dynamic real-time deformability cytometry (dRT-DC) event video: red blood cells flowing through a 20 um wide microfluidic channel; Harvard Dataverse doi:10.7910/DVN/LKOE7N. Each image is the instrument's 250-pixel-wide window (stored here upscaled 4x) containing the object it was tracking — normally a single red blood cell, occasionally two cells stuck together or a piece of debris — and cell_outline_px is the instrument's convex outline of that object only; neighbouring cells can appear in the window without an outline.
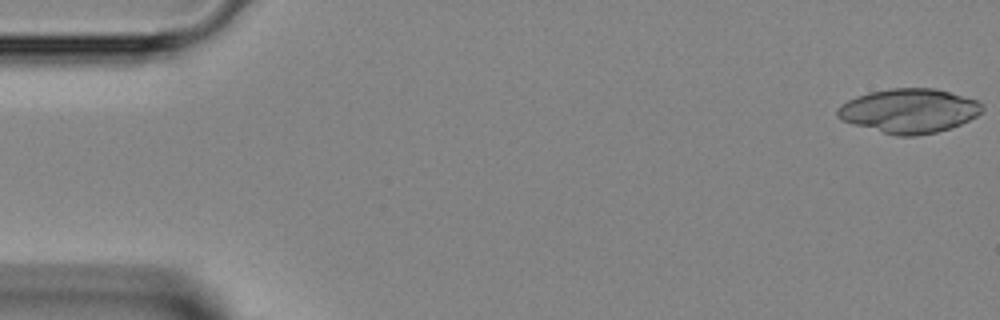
{"species": "Egyptian fruit bat (a non-hibernating species)", "species_latin": "Rousettus aegyptiacus", "temperature_condition": "room temperature", "stored_images_in_passage": 16, "camera_frame_rate_fps": 3000, "um_per_image_px": 0.085, "animal": {"sex": "female"}, "frame": {"image": 1, "passage_image": 1, "time_ms": 0.0, "image_size_px": [1000, 320], "cell_outline_px": [[984, 108], [976, 116], [960, 124], [936, 132], [916, 136], [896, 136], [852, 124], [840, 120], [836, 116], [836, 108], [840, 104], [856, 96], [868, 92], [888, 88], [936, 88], [976, 100]], "centroid_in_image_um": [77.2, 9.41], "position_along_channel_um": 7.8, "area_um2": 37.4}}